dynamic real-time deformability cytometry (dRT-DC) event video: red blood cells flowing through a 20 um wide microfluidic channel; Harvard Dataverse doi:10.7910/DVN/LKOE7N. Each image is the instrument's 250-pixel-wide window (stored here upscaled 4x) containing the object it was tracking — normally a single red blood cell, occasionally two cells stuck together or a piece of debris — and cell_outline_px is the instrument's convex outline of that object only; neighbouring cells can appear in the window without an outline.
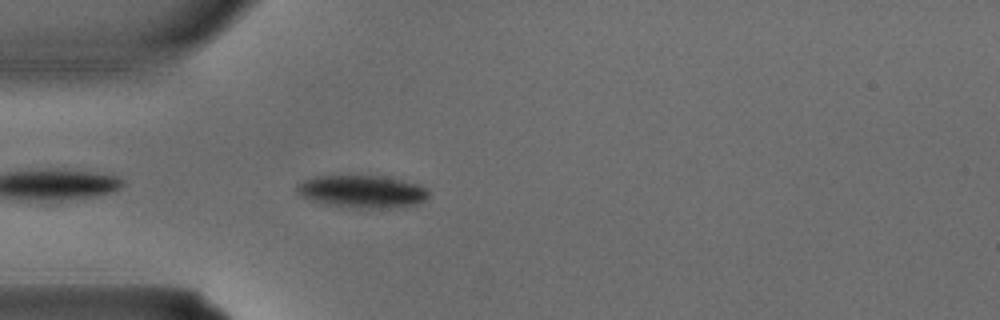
{"species": "common noctule bat (a hibernating species)", "species_latin": "Nyctalus noctula", "temperature_condition": "warm", "stored_images_in_passage": 3, "camera_frame_rate_fps": 3000, "um_per_image_px": 0.085, "animal": {"sex": "male", "body_mass_g": 15.6}, "frame": {"image": 1, "passage_image": 3, "time_ms": 0.667, "image_size_px": [1000, 320], "cell_outline_px": [[428, 200], [416, 204], [392, 208], [364, 208], [324, 204], [300, 196], [296, 192], [296, 184], [304, 180], [316, 176], [384, 176], [420, 184], [428, 192]], "centroid_in_image_um": [30.79, 16.28], "position_along_channel_um": 54.2, "area_um2": 25.03}}